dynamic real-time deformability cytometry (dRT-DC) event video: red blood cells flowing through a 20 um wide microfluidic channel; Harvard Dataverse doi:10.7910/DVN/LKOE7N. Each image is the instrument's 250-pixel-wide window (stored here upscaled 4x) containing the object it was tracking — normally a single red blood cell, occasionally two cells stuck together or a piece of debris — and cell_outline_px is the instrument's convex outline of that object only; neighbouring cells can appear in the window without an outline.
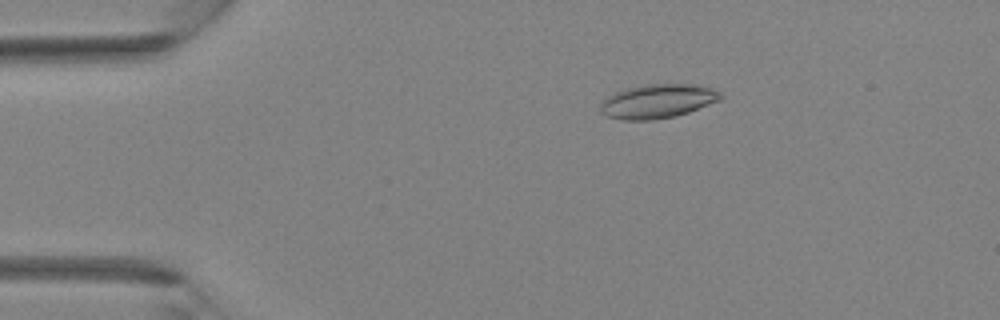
{"species": "Egyptian fruit bat (a non-hibernating species)", "species_latin": "Rousettus aegyptiacus", "temperature_condition": "room temperature", "stored_images_in_passage": 37, "camera_frame_rate_fps": 3000, "um_per_image_px": 0.085, "animal": {"sex": "female"}, "frame": {"image": 1, "passage_image": 7, "time_ms": 2.0, "image_size_px": [1000, 320], "cell_outline_px": [[724, 96], [720, 100], [688, 112], [676, 116], [652, 120], [624, 120], [608, 116], [600, 112], [600, 104], [608, 96], [624, 88], [644, 84], [692, 84], [712, 88], [720, 92]], "centroid_in_image_um": [55.9, 8.6], "position_along_channel_um": 29.1, "area_um2": 23.87}}
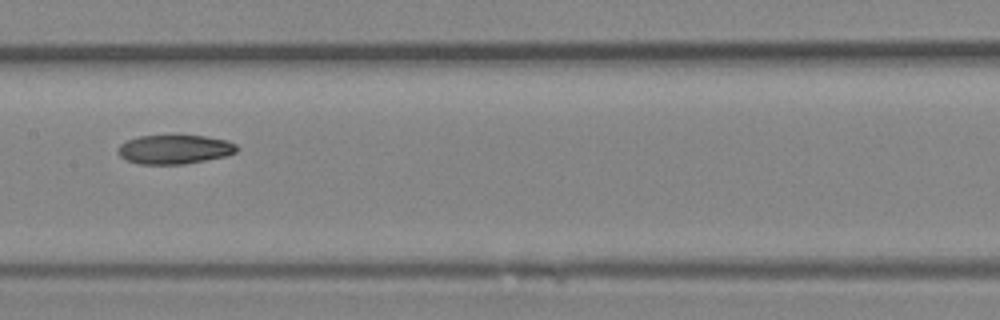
{"frame": {"image": 2, "passage_image": 19, "time_ms": 6.0, "image_size_px": [1000, 320], "cell_outline_px": [[240, 148], [236, 152], [224, 156], [184, 164], [140, 164], [128, 160], [120, 156], [116, 152], [120, 144], [128, 140], [140, 136], [204, 136], [228, 140], [236, 144]], "centroid_in_image_um": [14.85, 12.7], "position_along_channel_um": 192.6, "area_um2": 20.0}}
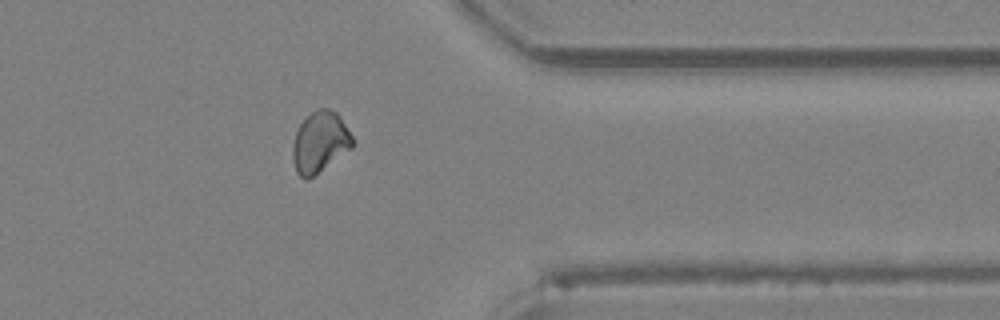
{"frame": {"image": 3, "passage_image": 30, "time_ms": 9.667, "image_size_px": [1000, 320], "cell_outline_px": [[352, 148], [308, 180], [304, 180], [296, 172], [292, 160], [292, 144], [296, 132], [300, 124], [312, 112], [320, 108], [328, 108], [336, 112], [340, 116], [352, 136]], "centroid_in_image_um": [27.17, 12.1], "position_along_channel_um": 384.2, "area_um2": 21.21}}